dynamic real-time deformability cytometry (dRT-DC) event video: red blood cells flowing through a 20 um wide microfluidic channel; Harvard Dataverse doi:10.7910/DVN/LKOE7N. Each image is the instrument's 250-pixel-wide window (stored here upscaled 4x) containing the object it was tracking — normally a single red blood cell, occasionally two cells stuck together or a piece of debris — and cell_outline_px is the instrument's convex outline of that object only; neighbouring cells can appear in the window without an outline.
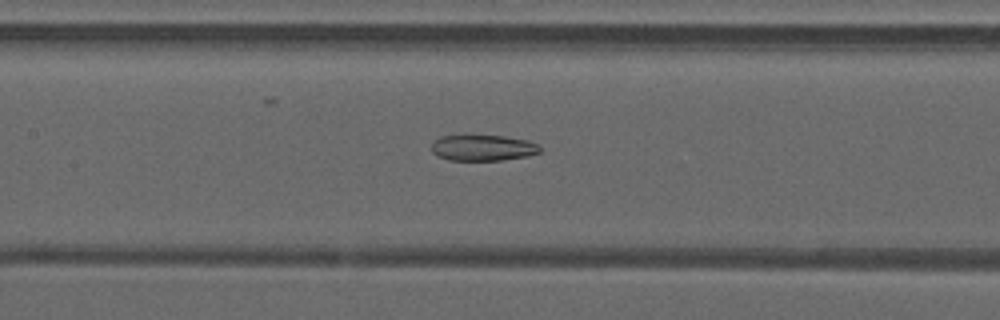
{"species": "common noctule bat (a hibernating species)", "species_latin": "Nyctalus noctula", "temperature_condition": "warm", "stored_images_in_passage": 36, "camera_frame_rate_fps": 3000, "um_per_image_px": 0.085, "animal": {"sex": "male", "forearm_length_mm": 52.5}, "frame": {"image": 1, "passage_image": 10, "time_ms": 3.0, "image_size_px": [1000, 320], "cell_outline_px": [[540, 152], [528, 156], [500, 160], [448, 160], [436, 156], [432, 152], [432, 144], [440, 136], [464, 132], [504, 136], [528, 140], [536, 144], [540, 148]], "centroid_in_image_um": [40.97, 12.51], "position_along_channel_um": 166.4, "area_um2": 17.17}}
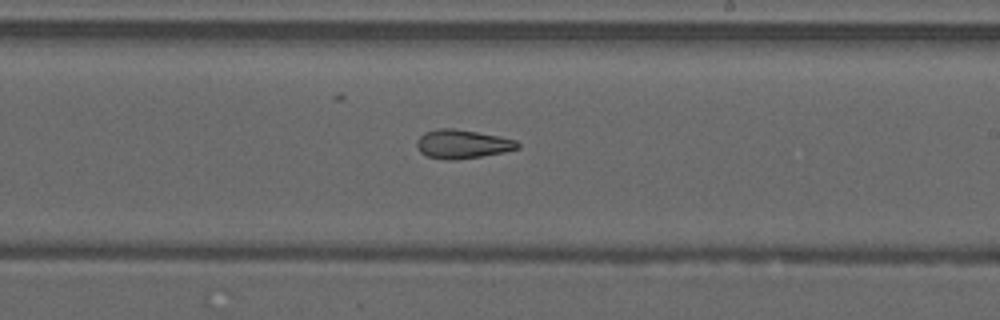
{"frame": {"image": 2, "passage_image": 16, "time_ms": 5.0, "image_size_px": [1000, 320], "cell_outline_px": [[520, 148], [504, 152], [480, 156], [452, 160], [444, 160], [428, 156], [420, 152], [416, 148], [416, 140], [424, 132], [436, 128], [452, 128], [500, 136], [516, 140], [520, 144]], "centroid_in_image_um": [39.28, 12.24], "position_along_channel_um": 249.7, "area_um2": 16.99}}
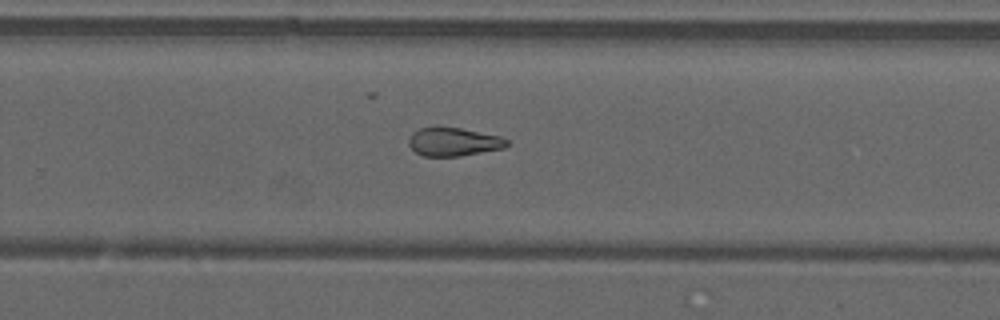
{"frame": {"image": 3, "passage_image": 19, "time_ms": 6.0, "image_size_px": [1000, 320], "cell_outline_px": [[508, 144], [504, 148], [460, 156], [424, 156], [416, 152], [408, 144], [408, 140], [412, 132], [420, 128], [436, 124], [460, 128], [500, 136], [508, 140]], "centroid_in_image_um": [38.51, 12.02], "position_along_channel_um": 291.3, "area_um2": 16.59}}